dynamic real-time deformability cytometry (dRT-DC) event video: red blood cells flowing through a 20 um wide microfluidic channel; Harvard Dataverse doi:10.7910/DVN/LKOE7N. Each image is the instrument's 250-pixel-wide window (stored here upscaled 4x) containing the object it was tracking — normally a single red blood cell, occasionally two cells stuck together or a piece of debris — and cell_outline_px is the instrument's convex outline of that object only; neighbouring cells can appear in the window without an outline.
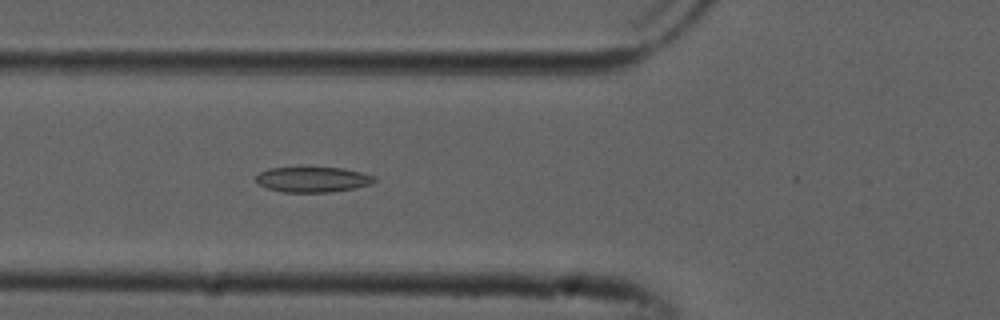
{"species": "common noctule bat (a hibernating species)", "species_latin": "Nyctalus noctula", "temperature_condition": "cold", "stored_images_in_passage": 8, "camera_frame_rate_fps": 3000, "um_per_image_px": 0.085, "animal": {"sex": "male", "forearm_length_mm": 52.5}, "frame": {"image": 1, "passage_image": 7, "time_ms": 2.0, "image_size_px": [1000, 320], "cell_outline_px": [[376, 180], [372, 184], [356, 188], [328, 192], [284, 192], [268, 188], [256, 184], [256, 176], [260, 172], [268, 168], [340, 168], [360, 172], [376, 176]], "centroid_in_image_um": [26.59, 15.26], "position_along_channel_um": 99.2, "area_um2": 17.4}}